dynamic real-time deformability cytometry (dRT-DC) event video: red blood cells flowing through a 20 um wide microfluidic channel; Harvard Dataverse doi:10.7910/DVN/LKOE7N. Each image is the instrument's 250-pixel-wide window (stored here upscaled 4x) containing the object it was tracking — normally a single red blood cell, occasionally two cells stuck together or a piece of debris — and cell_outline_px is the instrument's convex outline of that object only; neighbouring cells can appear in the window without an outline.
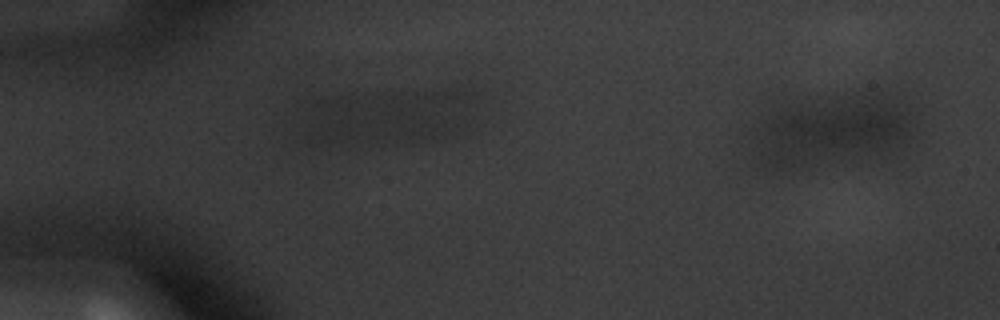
{"species": "common noctule bat (a hibernating species)", "species_latin": "Nyctalus noctula", "temperature_condition": "warm", "stored_images_in_passage": 3, "camera_frame_rate_fps": 3000, "um_per_image_px": 0.085, "animal": {"sex": "male", "body_mass_g": 20.1, "forearm_length_mm": 53.5}, "frame": {"image": 1, "passage_image": 2, "time_ms": 0.333, "image_size_px": [1000, 320], "cell_outline_px": [[364, 120], [356, 136], [344, 140], [316, 144], [312, 144], [308, 140], [308, 132], [332, 104], [348, 96], [352, 96]], "centroid_in_image_um": [28.68, 10.44], "position_along_channel_um": 56.3, "area_um2": 12.2}}